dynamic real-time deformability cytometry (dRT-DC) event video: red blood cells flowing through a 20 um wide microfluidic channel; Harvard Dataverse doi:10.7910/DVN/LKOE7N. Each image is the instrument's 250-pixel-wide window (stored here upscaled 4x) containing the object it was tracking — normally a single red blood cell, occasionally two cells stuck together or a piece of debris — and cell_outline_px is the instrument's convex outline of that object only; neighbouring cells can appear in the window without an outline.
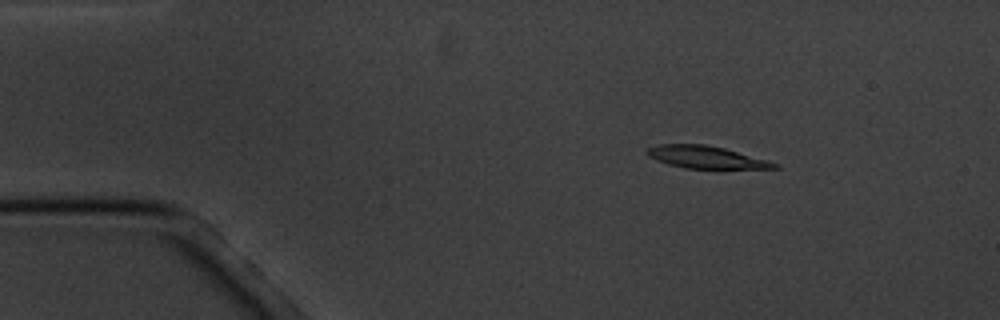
{"species": "common noctule bat (a hibernating species)", "species_latin": "Nyctalus noctula", "temperature_condition": "cold", "stored_images_in_passage": 5, "camera_frame_rate_fps": 3000, "um_per_image_px": 0.085, "animal": {"sex": "male", "body_mass_g": 20.1, "forearm_length_mm": 53.5}, "frame": {"image": 1, "passage_image": 2, "time_ms": 1.0, "image_size_px": [1000, 320], "cell_outline_px": [[780, 168], [684, 168], [668, 164], [656, 160], [648, 156], [644, 152], [648, 148], [660, 144], [704, 144], [724, 148], [780, 164]], "centroid_in_image_um": [59.96, 13.35], "position_along_channel_um": 25.0, "area_um2": 16.36}}
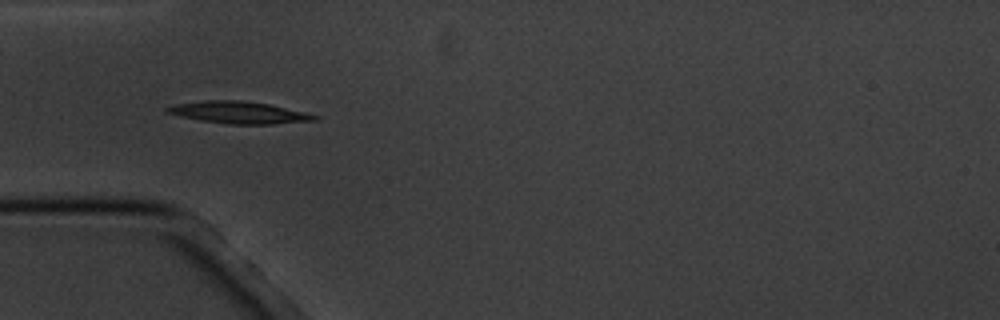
{"frame": {"image": 2, "passage_image": 4, "time_ms": 4.0, "image_size_px": [1000, 320], "cell_outline_px": [[320, 116], [316, 120], [272, 124], [228, 124], [200, 120], [180, 116], [164, 112], [164, 108], [176, 104], [204, 100], [240, 100], [268, 104], [308, 112]], "centroid_in_image_um": [20.31, 9.56], "position_along_channel_um": 64.7, "area_um2": 18.96}}
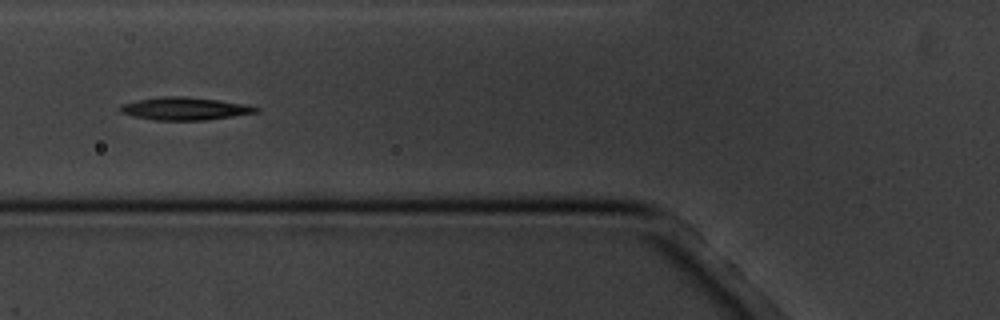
{"frame": {"image": 3, "passage_image": 5, "time_ms": 5.333, "image_size_px": [1000, 320], "cell_outline_px": [[260, 112], [204, 120], [152, 120], [132, 116], [120, 112], [116, 108], [120, 104], [136, 100], [160, 96], [180, 96], [216, 100], [244, 104], [260, 108]], "centroid_in_image_um": [15.62, 9.23], "position_along_channel_um": 110.2, "area_um2": 18.03}}